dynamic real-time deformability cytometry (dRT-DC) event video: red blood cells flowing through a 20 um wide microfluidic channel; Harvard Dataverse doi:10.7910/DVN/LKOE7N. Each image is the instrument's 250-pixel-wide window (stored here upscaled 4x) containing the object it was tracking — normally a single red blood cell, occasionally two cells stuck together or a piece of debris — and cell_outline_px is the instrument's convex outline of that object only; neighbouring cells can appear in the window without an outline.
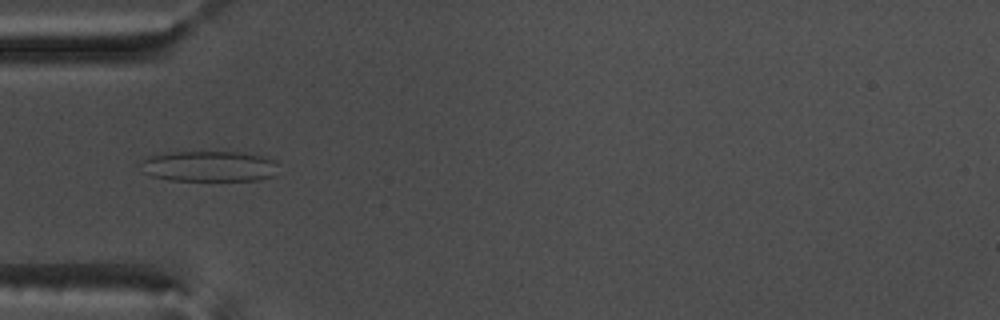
{"species": "common noctule bat (a hibernating species)", "species_latin": "Nyctalus noctula", "temperature_condition": "warm", "stored_images_in_passage": 38, "camera_frame_rate_fps": 3000, "um_per_image_px": 0.085, "animal": {"sex": "male", "body_mass_g": 17.5, "forearm_length_mm": 52.3}, "frame": {"image": 1, "passage_image": 1, "time_ms": 0.0, "image_size_px": [1000, 320], "cell_outline_px": [[276, 176], [256, 180], [168, 180], [152, 176], [140, 172], [144, 160], [148, 156], [172, 152], [244, 152], [268, 156], [276, 160]], "centroid_in_image_um": [17.82, 14.13], "position_along_channel_um": 67.2, "area_um2": 24.85}}
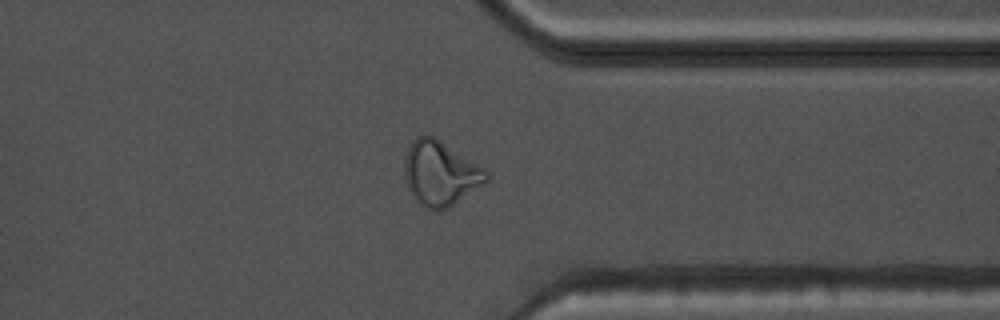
{"frame": {"image": 2, "passage_image": 26, "time_ms": 8.333, "image_size_px": [1000, 320], "cell_outline_px": [[488, 180], [448, 208], [436, 212], [424, 208], [416, 200], [408, 188], [404, 172], [404, 164], [408, 148], [412, 140], [416, 136], [432, 136], [440, 140], [484, 168], [488, 172]], "centroid_in_image_um": [37.4, 14.75], "position_along_channel_um": 374.0, "area_um2": 30.46}}
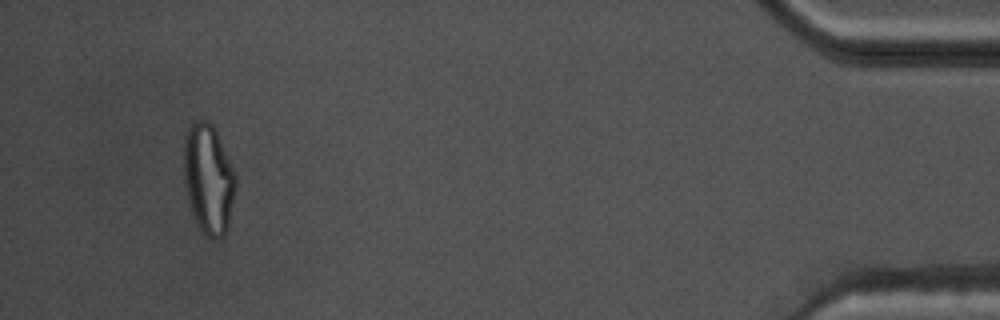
{"frame": {"image": 3, "passage_image": 35, "time_ms": 11.333, "image_size_px": [1000, 320], "cell_outline_px": [[236, 188], [228, 228], [224, 236], [216, 240], [212, 240], [200, 228], [192, 212], [188, 200], [184, 176], [184, 136], [188, 128], [196, 120], [208, 120], [212, 124], [216, 132], [236, 176]], "centroid_in_image_um": [17.72, 15.23], "position_along_channel_um": 417.5, "area_um2": 32.95}, "authors_computed_cell_mechanics": {"area_um2": 22.8599, "velocity_mm_per_s": 3.717, "shape_relaxation_time_tau1_ms": null, "shape_relaxation_time_tau2_ms": 1.4505, "deformation_change_tau1": null, "deformation_change_tau2": 0.0953}}